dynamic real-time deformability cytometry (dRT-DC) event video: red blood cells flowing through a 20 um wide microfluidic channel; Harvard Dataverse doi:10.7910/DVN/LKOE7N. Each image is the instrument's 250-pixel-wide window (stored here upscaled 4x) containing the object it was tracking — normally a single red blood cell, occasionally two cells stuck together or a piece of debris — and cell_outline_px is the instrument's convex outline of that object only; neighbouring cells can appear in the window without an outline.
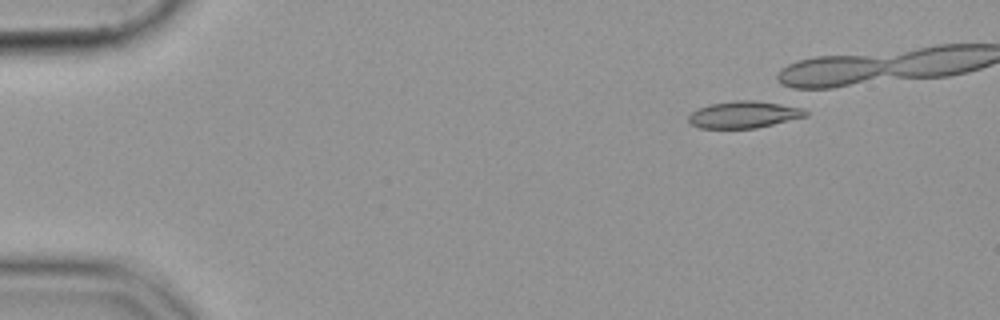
{"species": "common noctule bat (a hibernating species)", "species_latin": "Nyctalus noctula", "temperature_condition": "cold", "stored_images_in_passage": 37, "camera_frame_rate_fps": 3000, "um_per_image_px": 0.085, "animal": {"sex": "female", "body_mass_g": 19.9}, "frame": {"image": 1, "passage_image": 1, "time_ms": 0.0, "image_size_px": [1000, 320], "cell_outline_px": [[808, 116], [756, 128], [700, 128], [692, 124], [688, 120], [688, 116], [692, 112], [700, 108], [712, 104], [736, 100], [756, 100], [796, 104], [804, 108], [808, 112]], "centroid_in_image_um": [63.36, 9.72], "position_along_channel_um": 21.6, "area_um2": 18.67}}